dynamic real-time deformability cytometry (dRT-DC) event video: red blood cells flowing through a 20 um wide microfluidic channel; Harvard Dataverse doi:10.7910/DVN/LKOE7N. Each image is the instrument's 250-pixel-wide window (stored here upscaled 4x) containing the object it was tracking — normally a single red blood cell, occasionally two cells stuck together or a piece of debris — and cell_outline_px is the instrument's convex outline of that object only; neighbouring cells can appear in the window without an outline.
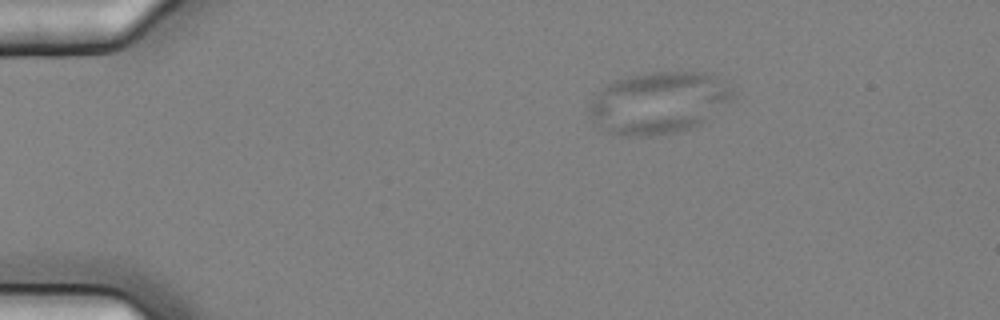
{"species": "common noctule bat (a hibernating species)", "species_latin": "Nyctalus noctula", "temperature_condition": "cold", "stored_images_in_passage": 3, "camera_frame_rate_fps": 3000, "um_per_image_px": 0.085, "animal": {"sex": "female", "body_mass_g": 25.1}, "frame": {"image": 1, "passage_image": 1, "time_ms": 0.0, "image_size_px": [1000, 320], "cell_outline_px": [[736, 96], [732, 100], [700, 124], [676, 132], [656, 136], [628, 136], [608, 132], [588, 116], [588, 108], [592, 100], [600, 88], [612, 80], [628, 76], [656, 72], [704, 72], [712, 76], [732, 88]], "centroid_in_image_um": [55.95, 8.73], "position_along_channel_um": 29.0, "area_um2": 51.62}}